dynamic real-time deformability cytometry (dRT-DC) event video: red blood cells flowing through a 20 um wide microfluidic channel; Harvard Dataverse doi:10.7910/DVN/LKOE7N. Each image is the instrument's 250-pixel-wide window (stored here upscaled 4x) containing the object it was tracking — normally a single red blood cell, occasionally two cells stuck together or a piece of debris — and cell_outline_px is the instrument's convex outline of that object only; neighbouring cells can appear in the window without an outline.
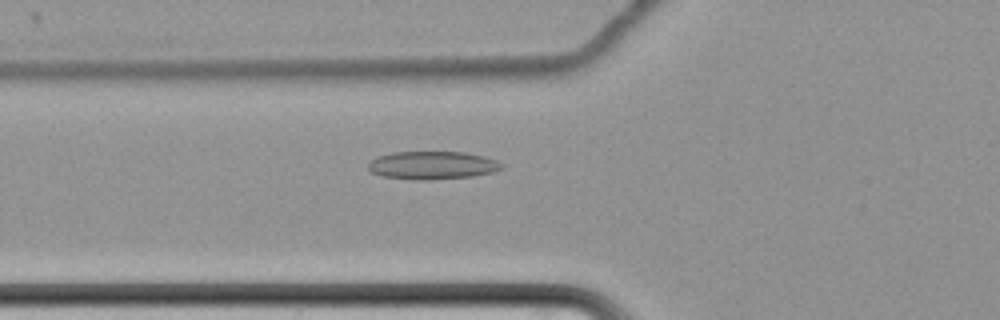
{"species": "common noctule bat (a hibernating species)", "species_latin": "Nyctalus noctula", "temperature_condition": "cold", "stored_images_in_passage": 49, "camera_frame_rate_fps": 3000, "um_per_image_px": 0.085, "animal": {"sex": "female", "body_mass_g": 22.7, "forearm_length_mm": 54.2}, "frame": {"image": 1, "passage_image": 12, "time_ms": 3.667, "image_size_px": [1000, 320], "cell_outline_px": [[504, 168], [492, 172], [472, 176], [428, 180], [412, 180], [384, 176], [372, 172], [368, 168], [368, 164], [376, 156], [392, 152], [464, 152], [484, 156], [496, 160], [504, 164]], "centroid_in_image_um": [36.76, 14.04], "position_along_channel_um": 89.0, "area_um2": 21.85}}
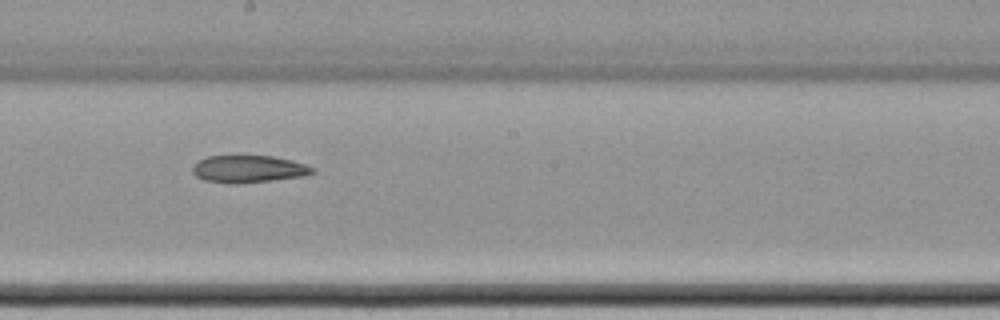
{"frame": {"image": 2, "passage_image": 24, "time_ms": 7.667, "image_size_px": [1000, 320], "cell_outline_px": [[316, 172], [304, 176], [272, 180], [236, 184], [228, 184], [204, 180], [196, 176], [192, 172], [192, 168], [200, 160], [208, 156], [272, 156], [292, 160], [316, 168]], "centroid_in_image_um": [21.15, 14.37], "position_along_channel_um": 227.1, "area_um2": 19.07}}
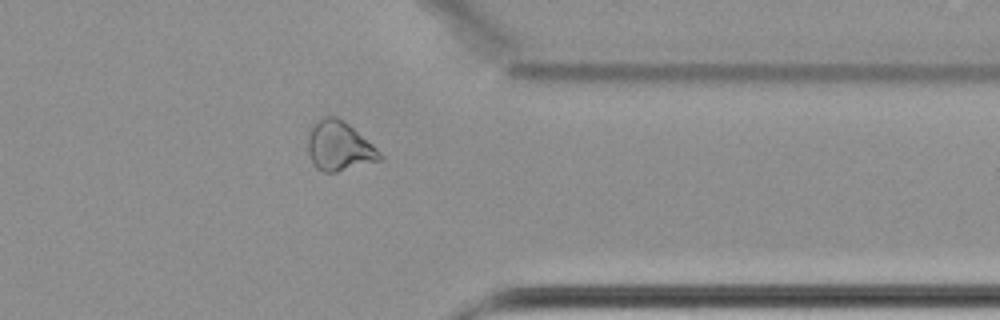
{"frame": {"image": 3, "passage_image": 38, "time_ms": 12.333, "image_size_px": [1000, 320], "cell_outline_px": [[384, 160], [336, 172], [324, 172], [316, 168], [312, 164], [308, 152], [308, 136], [312, 128], [324, 116], [336, 116], [344, 120], [372, 144], [384, 156]], "centroid_in_image_um": [28.86, 12.45], "position_along_channel_um": 382.5, "area_um2": 20.69}}